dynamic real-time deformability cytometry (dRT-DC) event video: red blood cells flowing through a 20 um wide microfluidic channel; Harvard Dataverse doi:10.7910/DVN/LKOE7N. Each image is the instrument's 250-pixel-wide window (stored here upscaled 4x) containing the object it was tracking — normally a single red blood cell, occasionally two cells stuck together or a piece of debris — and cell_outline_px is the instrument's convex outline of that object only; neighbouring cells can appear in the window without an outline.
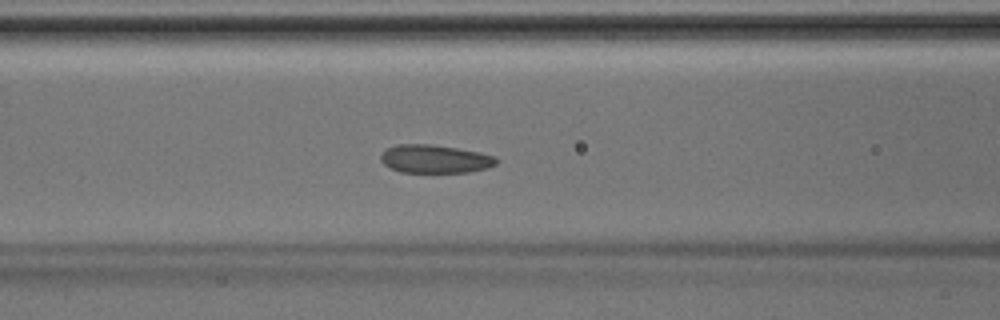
{"species": "Egyptian fruit bat (a non-hibernating species)", "species_latin": "Rousettus aegyptiacus", "temperature_condition": "room temperature", "stored_images_in_passage": 45, "camera_frame_rate_fps": 3000, "um_per_image_px": 0.085, "animal": {"sex": "male"}, "frame": {"image": 1, "passage_image": 19, "time_ms": 6.0, "image_size_px": [1000, 320], "cell_outline_px": [[500, 160], [496, 164], [488, 168], [468, 172], [400, 172], [384, 164], [380, 160], [380, 156], [388, 148], [396, 144], [432, 144], [480, 152], [496, 156]], "centroid_in_image_um": [37.01, 13.51], "position_along_channel_um": 129.6, "area_um2": 19.07}}
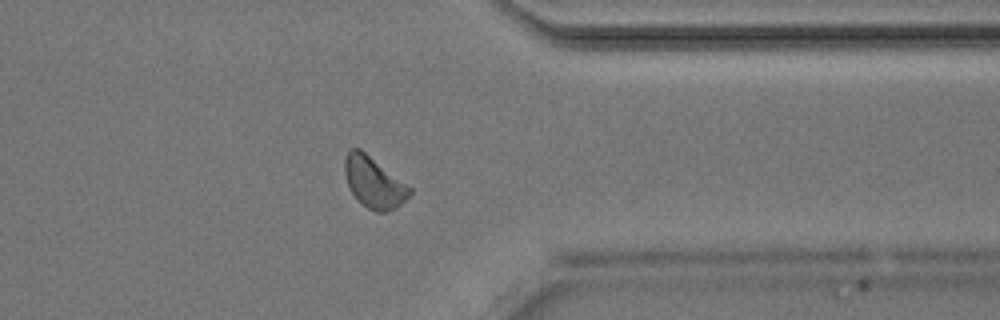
{"frame": {"image": 2, "passage_image": 36, "time_ms": 11.667, "image_size_px": [1000, 320], "cell_outline_px": [[412, 192], [396, 208], [388, 212], [376, 212], [360, 204], [356, 200], [348, 184], [344, 172], [344, 156], [348, 148], [360, 148], [412, 188]], "centroid_in_image_um": [31.75, 15.49], "position_along_channel_um": 379.7, "area_um2": 19.42}}
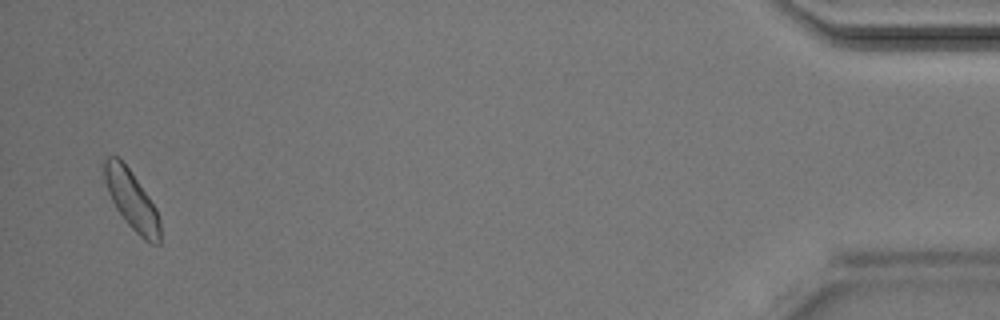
{"frame": {"image": 3, "passage_image": 44, "time_ms": 14.333, "image_size_px": [1000, 320], "cell_outline_px": [[160, 244], [148, 244], [124, 220], [116, 208], [108, 192], [104, 180], [100, 164], [108, 156], [116, 156], [128, 168], [148, 196], [156, 208], [160, 220]], "centroid_in_image_um": [11.16, 17.0], "position_along_channel_um": 424.0, "area_um2": 19.19}}